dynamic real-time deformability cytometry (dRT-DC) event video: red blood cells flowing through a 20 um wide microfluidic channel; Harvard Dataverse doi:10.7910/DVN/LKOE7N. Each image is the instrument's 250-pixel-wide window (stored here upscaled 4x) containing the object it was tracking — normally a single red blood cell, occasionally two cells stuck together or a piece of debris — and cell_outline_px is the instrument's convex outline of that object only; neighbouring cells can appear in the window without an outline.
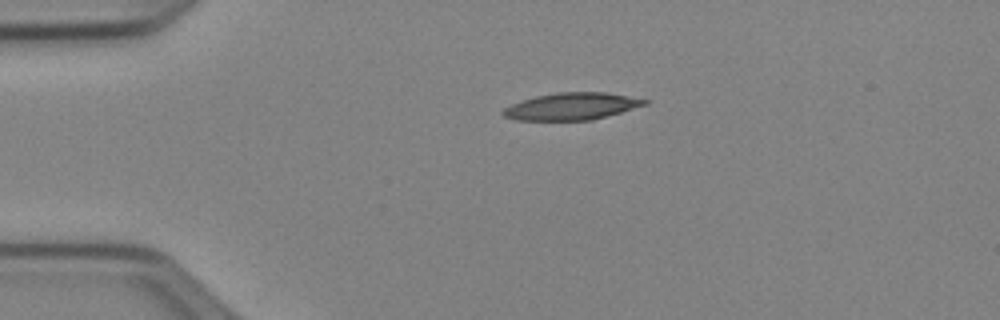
{"species": "Egyptian fruit bat (a non-hibernating species)", "species_latin": "Rousettus aegyptiacus", "temperature_condition": "cold", "stored_images_in_passage": 17, "camera_frame_rate_fps": 3000, "um_per_image_px": 0.085, "animal": {"sex": "female"}, "frame": {"image": 1, "passage_image": 1, "time_ms": 0.0, "image_size_px": [1000, 320], "cell_outline_px": [[652, 100], [648, 104], [592, 120], [516, 120], [504, 116], [500, 112], [504, 108], [520, 100], [536, 96], [556, 92], [608, 92]], "centroid_in_image_um": [48.61, 9.03], "position_along_channel_um": 36.4, "area_um2": 22.48}}
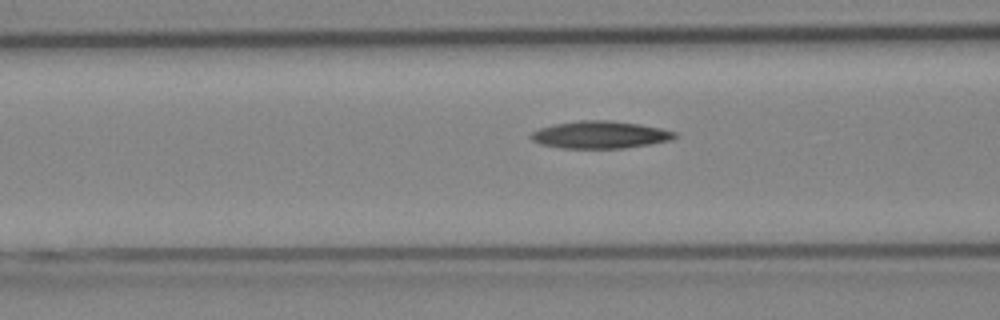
{"frame": {"image": 2, "passage_image": 10, "time_ms": 3.0, "image_size_px": [1000, 320], "cell_outline_px": [[676, 136], [672, 140], [624, 148], [560, 148], [540, 144], [532, 140], [528, 136], [532, 132], [540, 128], [556, 124], [580, 120], [608, 120], [640, 124], [660, 128], [676, 132]], "centroid_in_image_um": [50.99, 11.45], "position_along_channel_um": 115.6, "area_um2": 22.83}}
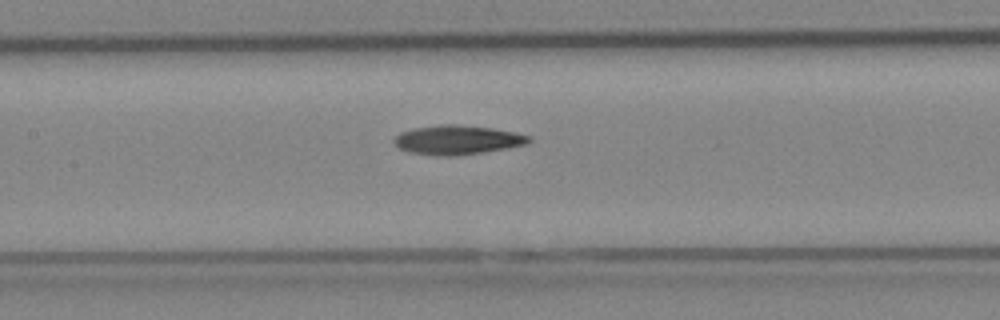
{"frame": {"image": 3, "passage_image": 14, "time_ms": 4.333, "image_size_px": [1000, 320], "cell_outline_px": [[532, 140], [524, 144], [504, 148], [456, 156], [440, 156], [408, 152], [400, 148], [392, 140], [400, 132], [416, 128], [440, 124], [460, 124], [492, 128], [516, 132], [532, 136]], "centroid_in_image_um": [38.87, 11.88], "position_along_channel_um": 168.5, "area_um2": 22.83}}